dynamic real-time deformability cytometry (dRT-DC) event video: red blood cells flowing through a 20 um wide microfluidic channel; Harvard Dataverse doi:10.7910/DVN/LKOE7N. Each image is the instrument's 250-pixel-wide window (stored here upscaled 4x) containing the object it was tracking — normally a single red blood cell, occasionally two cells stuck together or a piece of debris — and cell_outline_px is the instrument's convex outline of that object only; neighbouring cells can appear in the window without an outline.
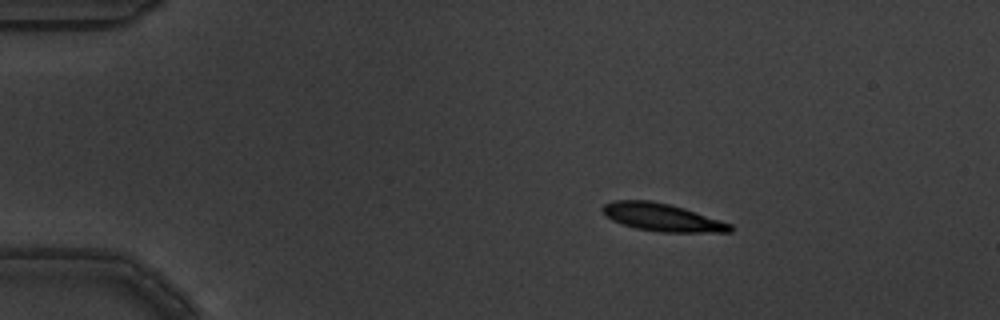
{"species": "common noctule bat (a hibernating species)", "species_latin": "Nyctalus noctula", "temperature_condition": "warm", "stored_images_in_passage": 5, "camera_frame_rate_fps": 3000, "um_per_image_px": 0.085, "animal": {"sex": "male", "body_mass_g": 19.5, "forearm_length_mm": 54.6}, "frame": {"image": 1, "passage_image": 2, "time_ms": 0.333, "image_size_px": [1000, 320], "cell_outline_px": [[732, 232], [660, 232], [636, 228], [612, 220], [600, 208], [604, 204], [612, 200], [652, 200], [684, 208], [732, 224]], "centroid_in_image_um": [56.27, 18.47], "position_along_channel_um": 28.7, "area_um2": 20.46}}
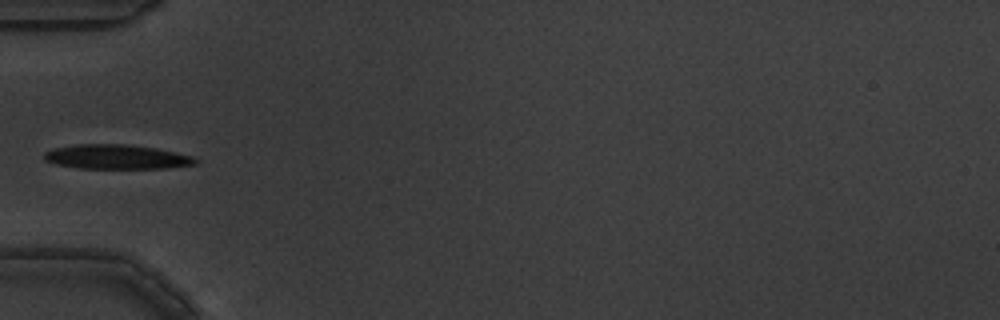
{"frame": {"image": 2, "passage_image": 5, "time_ms": 1.333, "image_size_px": [1000, 320], "cell_outline_px": [[200, 160], [196, 164], [164, 168], [80, 168], [56, 164], [44, 160], [44, 152], [56, 148], [76, 144], [128, 144], [156, 148], [176, 152], [192, 156]], "centroid_in_image_um": [9.93, 13.33], "position_along_channel_um": 75.1, "area_um2": 21.5}}